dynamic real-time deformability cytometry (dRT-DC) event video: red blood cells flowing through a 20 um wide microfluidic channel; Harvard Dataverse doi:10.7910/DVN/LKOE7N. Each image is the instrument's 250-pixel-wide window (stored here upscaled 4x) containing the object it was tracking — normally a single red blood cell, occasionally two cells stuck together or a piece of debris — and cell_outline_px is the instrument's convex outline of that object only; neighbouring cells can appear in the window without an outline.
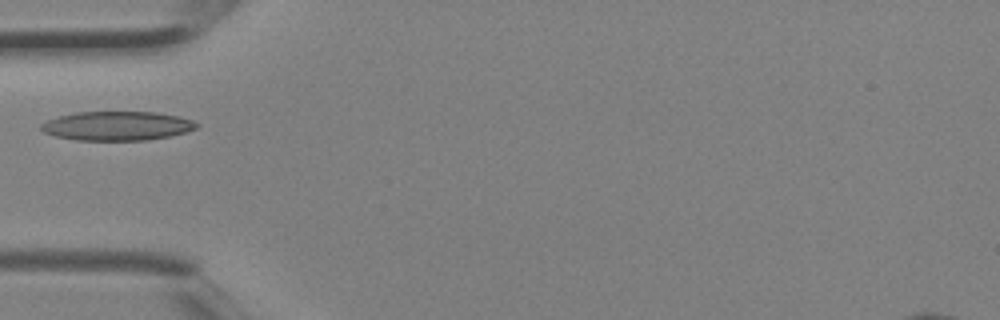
{"species": "Egyptian fruit bat (a non-hibernating species)", "species_latin": "Rousettus aegyptiacus", "temperature_condition": "room temperature", "stored_images_in_passage": 2, "camera_frame_rate_fps": 3000, "um_per_image_px": 0.085, "animal": {"sex": "female"}, "frame": {"image": 1, "passage_image": 2, "time_ms": 0.333, "image_size_px": [1000, 320], "cell_outline_px": [[200, 124], [196, 128], [184, 132], [168, 136], [144, 140], [76, 140], [56, 136], [44, 132], [40, 128], [40, 124], [48, 120], [60, 116], [76, 112], [156, 112], [180, 116], [192, 120]], "centroid_in_image_um": [9.96, 10.69], "position_along_channel_um": 75.0, "area_um2": 26.18}}